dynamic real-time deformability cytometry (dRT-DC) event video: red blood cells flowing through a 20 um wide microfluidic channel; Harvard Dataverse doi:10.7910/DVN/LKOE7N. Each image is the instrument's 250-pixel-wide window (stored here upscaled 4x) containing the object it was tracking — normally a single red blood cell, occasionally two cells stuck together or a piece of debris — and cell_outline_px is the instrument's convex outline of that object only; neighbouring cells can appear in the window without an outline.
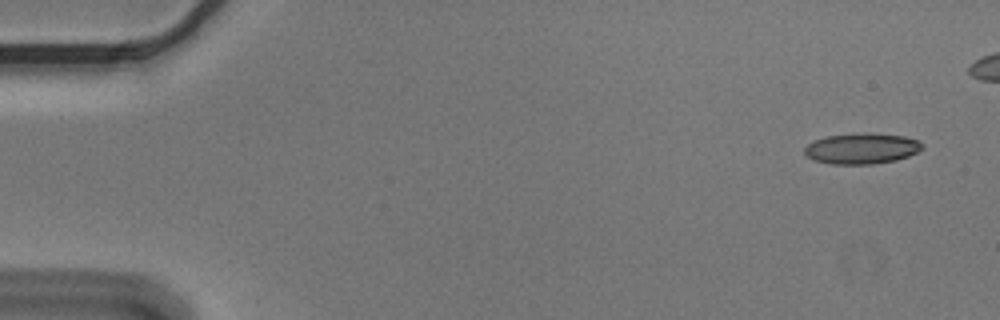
{"species": "Egyptian fruit bat (a non-hibernating species)", "species_latin": "Rousettus aegyptiacus", "temperature_condition": "cold", "stored_images_in_passage": 6, "camera_frame_rate_fps": 3000, "um_per_image_px": 0.085, "animal": {"sex": "male"}, "frame": {"image": 1, "passage_image": 1, "time_ms": 0.0, "image_size_px": [1000, 320], "cell_outline_px": [[924, 148], [908, 156], [896, 160], [872, 164], [832, 164], [812, 160], [804, 156], [804, 148], [808, 144], [816, 140], [828, 136], [904, 136], [916, 140], [924, 144]], "centroid_in_image_um": [73.21, 12.69], "position_along_channel_um": 11.8, "area_um2": 20.06}}